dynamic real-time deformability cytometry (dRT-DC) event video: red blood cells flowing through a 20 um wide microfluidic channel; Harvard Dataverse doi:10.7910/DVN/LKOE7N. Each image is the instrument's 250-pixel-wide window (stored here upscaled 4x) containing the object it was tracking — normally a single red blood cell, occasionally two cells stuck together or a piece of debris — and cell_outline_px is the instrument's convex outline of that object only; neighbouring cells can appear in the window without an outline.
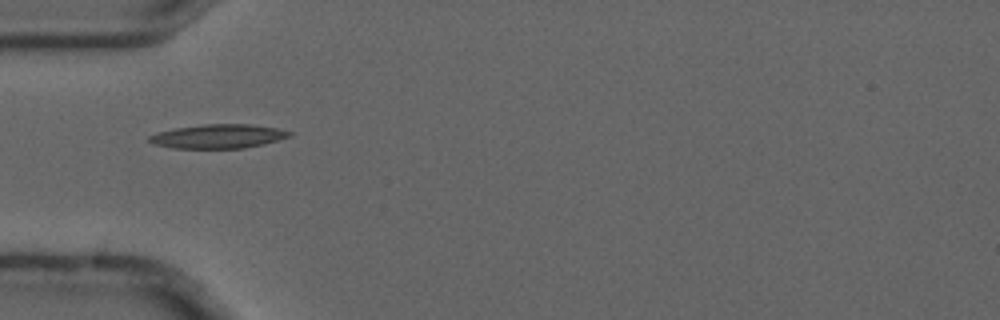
{"species": "common noctule bat (a hibernating species)", "species_latin": "Nyctalus noctula", "temperature_condition": "cold", "stored_images_in_passage": 5, "camera_frame_rate_fps": 3000, "um_per_image_px": 0.085, "animal": {"sex": "male", "forearm_length_mm": 52.5}, "frame": {"image": 1, "passage_image": 1, "time_ms": 0.0, "image_size_px": [1000, 320], "cell_outline_px": [[292, 136], [264, 144], [244, 148], [172, 148], [156, 144], [148, 140], [148, 136], [160, 132], [176, 128], [204, 124], [248, 124], [276, 128], [292, 132]], "centroid_in_image_um": [18.58, 11.59], "position_along_channel_um": 66.4, "area_um2": 19.42}}
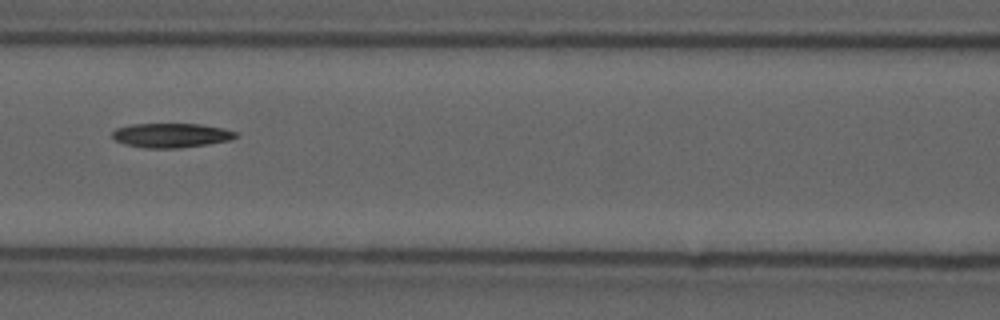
{"frame": {"image": 2, "passage_image": 3, "time_ms": 0.667, "image_size_px": [1000, 320], "cell_outline_px": [[240, 136], [228, 140], [208, 144], [180, 148], [144, 148], [124, 144], [116, 140], [112, 136], [112, 132], [116, 128], [132, 124], [200, 124], [224, 128], [236, 132]], "centroid_in_image_um": [14.56, 11.5], "position_along_channel_um": 152.0, "area_um2": 17.57}}
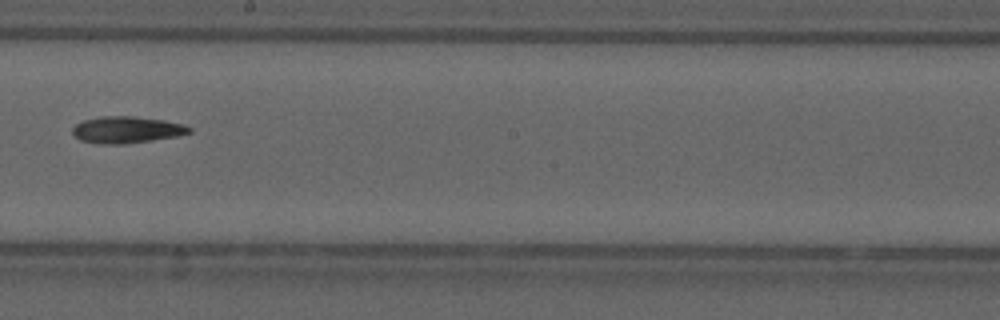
{"frame": {"image": 3, "passage_image": 5, "time_ms": 1.333, "image_size_px": [1000, 320], "cell_outline_px": [[192, 132], [176, 136], [152, 140], [124, 144], [100, 144], [80, 140], [72, 132], [72, 128], [76, 124], [84, 120], [100, 116], [132, 116], [164, 120], [184, 124], [192, 128]], "centroid_in_image_um": [10.77, 11.03], "position_along_channel_um": 237.4, "area_um2": 18.15}}